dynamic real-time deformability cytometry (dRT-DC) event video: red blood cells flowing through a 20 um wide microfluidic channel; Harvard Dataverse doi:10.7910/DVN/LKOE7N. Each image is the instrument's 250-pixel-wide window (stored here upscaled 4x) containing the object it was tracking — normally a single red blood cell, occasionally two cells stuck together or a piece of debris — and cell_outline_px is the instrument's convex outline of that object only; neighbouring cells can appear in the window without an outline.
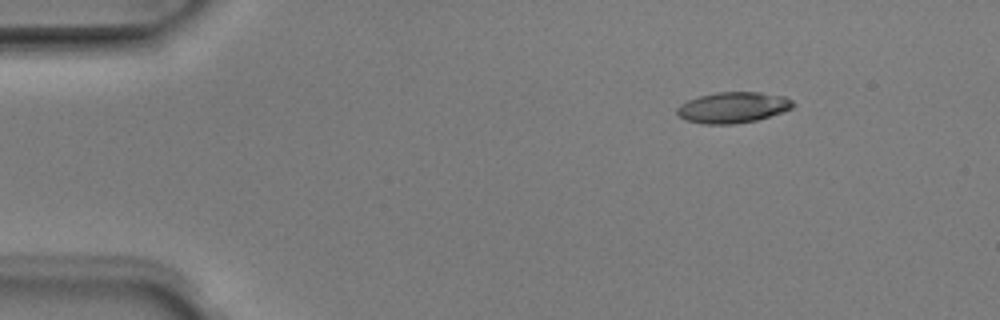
{"species": "Egyptian fruit bat (a non-hibernating species)", "species_latin": "Rousettus aegyptiacus", "temperature_condition": "room temperature", "stored_images_in_passage": 5, "camera_frame_rate_fps": 3000, "um_per_image_px": 0.085, "animal": {"sex": "male"}, "frame": {"image": 1, "passage_image": 2, "time_ms": 0.333, "image_size_px": [1000, 320], "cell_outline_px": [[796, 104], [792, 108], [756, 120], [732, 124], [704, 124], [684, 120], [676, 112], [676, 108], [680, 104], [688, 100], [700, 96], [716, 92], [760, 92], [784, 96], [792, 100]], "centroid_in_image_um": [62.28, 9.13], "position_along_channel_um": 22.7, "area_um2": 20.81}}
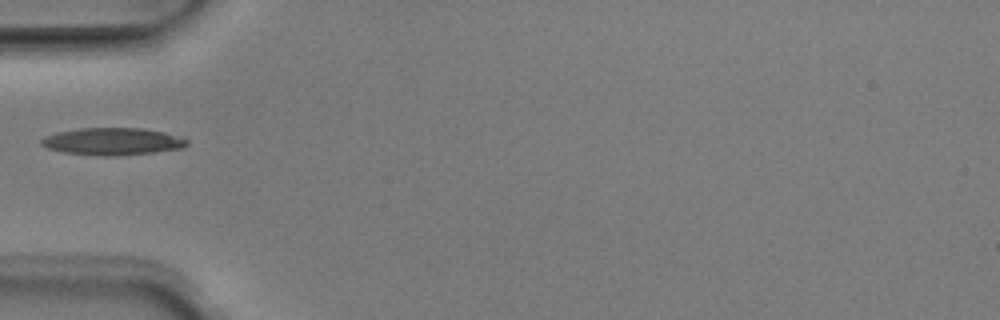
{"frame": {"image": 2, "passage_image": 5, "time_ms": 1.333, "image_size_px": [1000, 320], "cell_outline_px": [[188, 144], [184, 148], [156, 152], [112, 156], [96, 156], [64, 152], [48, 148], [40, 144], [40, 140], [44, 136], [56, 132], [80, 128], [140, 128], [164, 132], [188, 140]], "centroid_in_image_um": [9.54, 12.03], "position_along_channel_um": 75.5, "area_um2": 23.18}}